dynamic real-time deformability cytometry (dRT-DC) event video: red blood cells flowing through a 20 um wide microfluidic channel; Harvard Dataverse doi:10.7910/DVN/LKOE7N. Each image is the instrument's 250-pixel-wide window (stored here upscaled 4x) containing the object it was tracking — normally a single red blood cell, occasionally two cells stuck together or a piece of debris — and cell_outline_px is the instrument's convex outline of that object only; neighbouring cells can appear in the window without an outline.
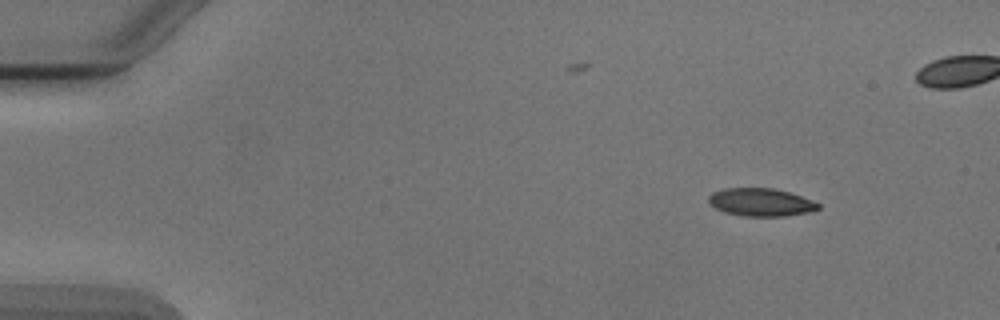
{"species": "Egyptian fruit bat (a non-hibernating species)", "species_latin": "Rousettus aegyptiacus", "temperature_condition": "cold", "stored_images_in_passage": 7, "camera_frame_rate_fps": 3000, "um_per_image_px": 0.085, "animal": {"sex": "male"}, "frame": {"image": 1, "passage_image": 1, "time_ms": 0.0, "image_size_px": [1000, 320], "cell_outline_px": [[820, 208], [808, 212], [784, 216], [744, 216], [724, 212], [716, 208], [708, 200], [708, 196], [712, 192], [724, 188], [772, 188], [788, 192], [812, 200], [820, 204]], "centroid_in_image_um": [64.66, 17.19], "position_along_channel_um": 20.3, "area_um2": 17.69}}
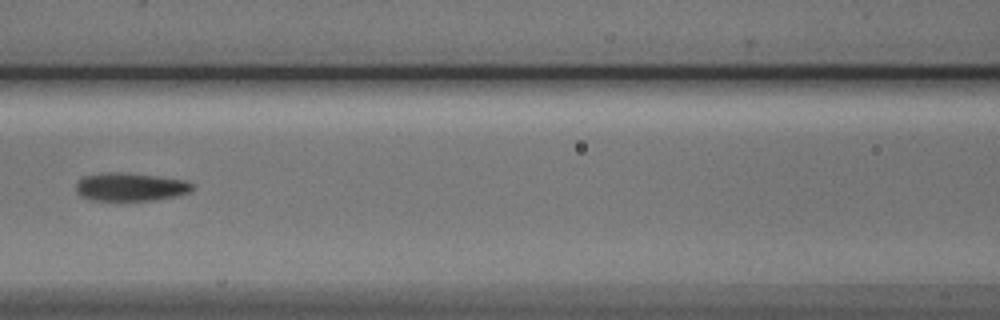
{"frame": {"image": 2, "passage_image": 6, "time_ms": 6.0, "image_size_px": [1000, 320], "cell_outline_px": [[196, 184], [192, 192], [176, 196], [152, 200], [92, 200], [80, 196], [76, 192], [76, 184], [84, 176], [104, 172], [124, 172], [188, 180]], "centroid_in_image_um": [11.14, 15.88], "position_along_channel_um": 155.5, "area_um2": 19.36}}
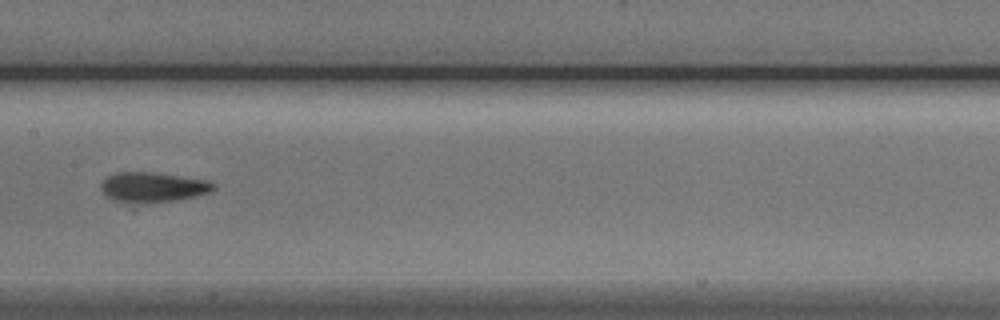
{"frame": {"image": 3, "passage_image": 7, "time_ms": 7.0, "image_size_px": [1000, 320], "cell_outline_px": [[216, 188], [208, 192], [196, 196], [176, 200], [112, 200], [100, 188], [100, 184], [108, 176], [116, 172], [156, 172], [208, 180], [216, 184]], "centroid_in_image_um": [13.05, 15.85], "position_along_channel_um": 194.4, "area_um2": 18.9}}